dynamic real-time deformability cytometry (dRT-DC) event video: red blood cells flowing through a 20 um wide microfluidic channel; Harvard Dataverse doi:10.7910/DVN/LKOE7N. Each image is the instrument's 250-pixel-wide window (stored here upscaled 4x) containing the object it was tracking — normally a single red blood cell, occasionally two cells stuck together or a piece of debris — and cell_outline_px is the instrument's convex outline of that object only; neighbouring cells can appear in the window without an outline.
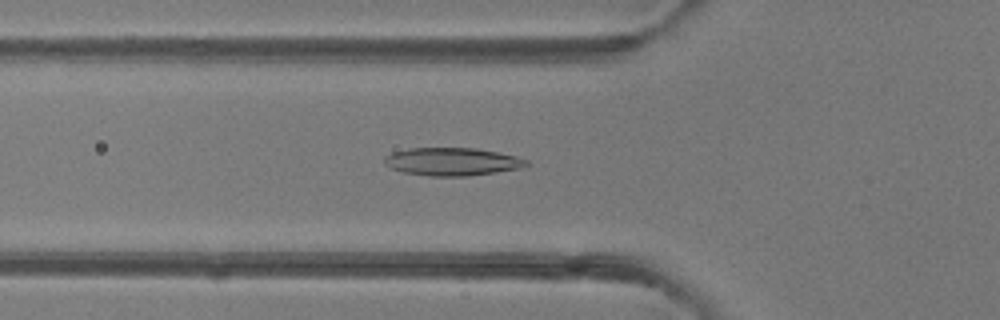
{"species": "common noctule bat (a hibernating species)", "species_latin": "Nyctalus noctula", "temperature_condition": "room temperature", "stored_images_in_passage": 50, "camera_frame_rate_fps": 3000, "um_per_image_px": 0.085, "animal": {"sex": "female"}, "frame": {"image": 1, "passage_image": 18, "time_ms": 5.667, "image_size_px": [1000, 320], "cell_outline_px": [[532, 164], [520, 168], [496, 172], [468, 176], [428, 176], [404, 172], [392, 168], [384, 164], [384, 156], [392, 152], [408, 148], [476, 148], [516, 156], [528, 160]], "centroid_in_image_um": [38.44, 13.74], "position_along_channel_um": 87.4, "area_um2": 23.18}}
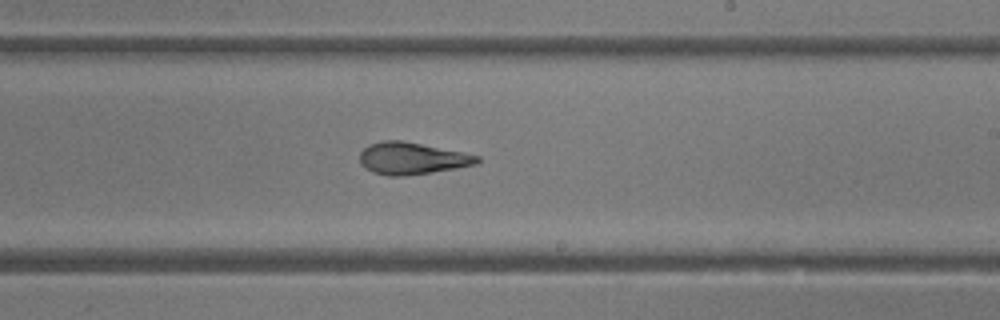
{"frame": {"image": 2, "passage_image": 30, "time_ms": 9.667, "image_size_px": [1000, 320], "cell_outline_px": [[480, 160], [476, 164], [456, 168], [432, 172], [404, 176], [388, 176], [372, 172], [360, 164], [360, 152], [368, 144], [384, 140], [400, 140], [480, 156]], "centroid_in_image_um": [34.96, 13.47], "position_along_channel_um": 254.0, "area_um2": 21.68}}
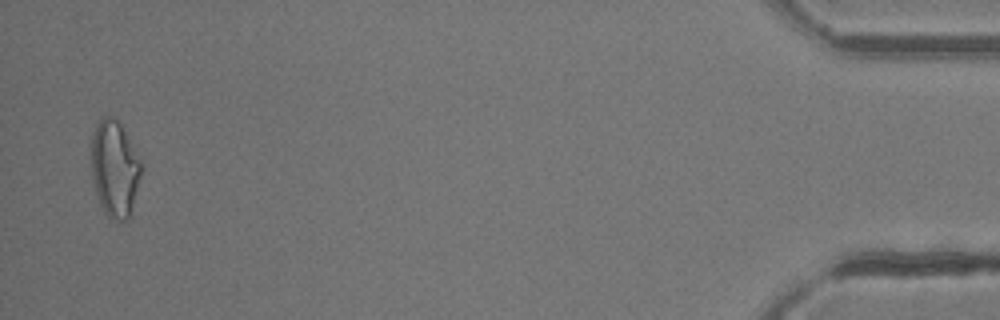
{"frame": {"image": 3, "passage_image": 49, "time_ms": 16.0, "image_size_px": [1000, 320], "cell_outline_px": [[144, 168], [132, 216], [128, 220], [112, 220], [104, 212], [100, 204], [96, 192], [92, 176], [92, 132], [100, 116], [112, 116], [120, 124], [144, 164]], "centroid_in_image_um": [9.8, 14.37], "position_along_channel_um": 425.4, "area_um2": 28.78}, "authors_computed_cell_mechanics": {"area_um2": 23.2067, "velocity_mm_per_s": 4.1445, "shape_relaxation_time_tau1_ms": null, "shape_relaxation_time_tau2_ms": 2.3191, "deformation_change_tau1": null, "deformation_change_tau2": 0.1063}}